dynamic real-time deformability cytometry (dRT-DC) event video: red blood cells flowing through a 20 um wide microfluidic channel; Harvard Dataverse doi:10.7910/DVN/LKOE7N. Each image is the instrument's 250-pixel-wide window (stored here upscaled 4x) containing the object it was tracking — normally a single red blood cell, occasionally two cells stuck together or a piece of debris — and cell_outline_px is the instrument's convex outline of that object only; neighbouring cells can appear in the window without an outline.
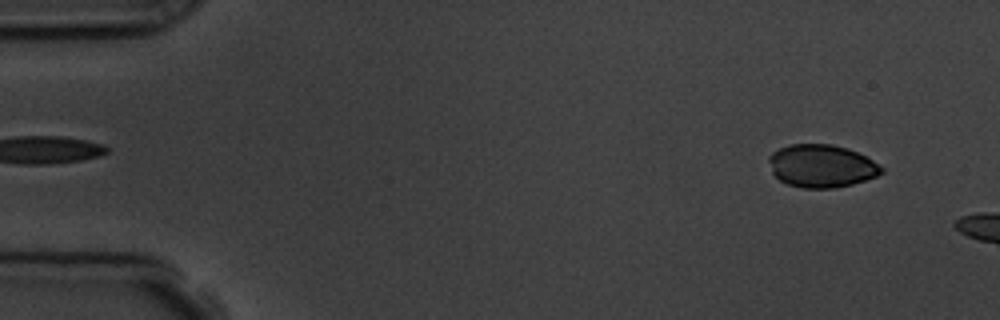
{"species": "common noctule bat (a hibernating species)", "species_latin": "Nyctalus noctula", "temperature_condition": "room temperature", "stored_images_in_passage": 5, "segment_of_instrument_passage": [2, 2], "camera_frame_rate_fps": 3000, "um_per_image_px": 0.085, "animal": {"sex": "male", "body_mass_g": 19.5, "forearm_length_mm": 54.6}, "frame": {"image": 1, "passage_image": 5, "time_ms": 5.333, "image_size_px": [1000, 320], "cell_outline_px": [[884, 172], [876, 176], [852, 184], [832, 188], [804, 188], [788, 184], [780, 180], [772, 172], [768, 160], [768, 156], [772, 152], [788, 144], [832, 144], [848, 148], [872, 160], [884, 168]], "centroid_in_image_um": [69.81, 14.1], "position_along_channel_um": 15.2, "area_um2": 28.03}}